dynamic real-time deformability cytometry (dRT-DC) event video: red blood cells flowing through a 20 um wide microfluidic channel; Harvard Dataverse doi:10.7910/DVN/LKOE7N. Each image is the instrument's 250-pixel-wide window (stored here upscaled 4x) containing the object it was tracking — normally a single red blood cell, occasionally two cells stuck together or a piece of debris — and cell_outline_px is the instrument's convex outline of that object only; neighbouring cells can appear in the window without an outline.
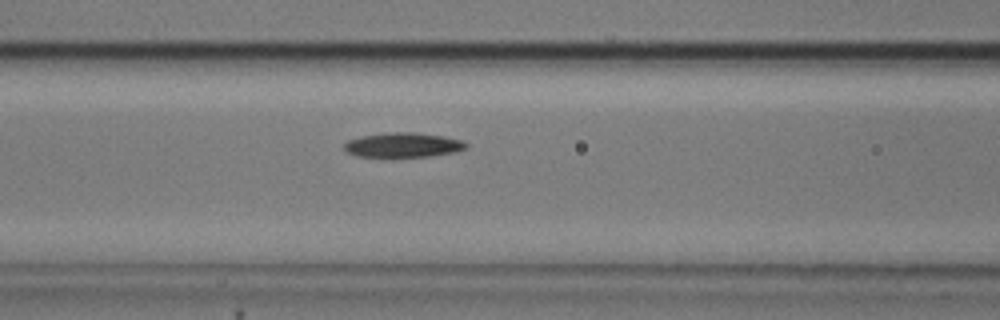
{"species": "common noctule bat (a hibernating species)", "species_latin": "Nyctalus noctula", "temperature_condition": "cold", "stored_images_in_passage": 39, "camera_frame_rate_fps": 3000, "um_per_image_px": 0.085, "animal": {"sex": "male", "body_mass_g": 20.5, "forearm_length_mm": 52.5}, "frame": {"image": 1, "passage_image": 11, "time_ms": 3.333, "image_size_px": [1000, 320], "cell_outline_px": [[468, 148], [456, 152], [432, 156], [356, 156], [348, 152], [344, 148], [344, 144], [348, 140], [360, 136], [388, 132], [412, 132], [444, 136], [460, 140], [468, 144]], "centroid_in_image_um": [34.28, 12.31], "position_along_channel_um": 132.3, "area_um2": 17.4}}
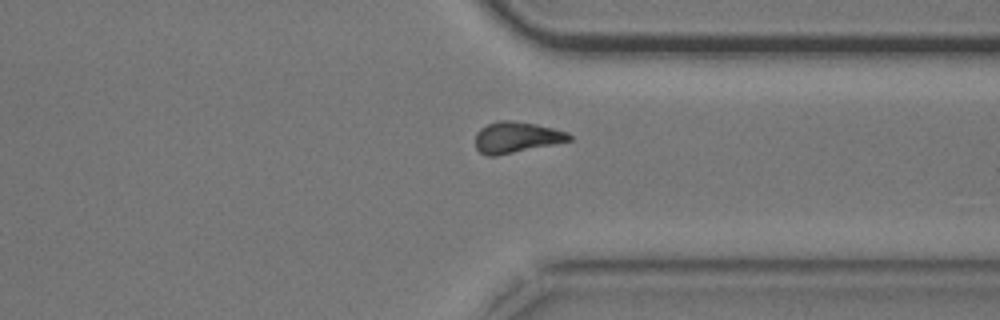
{"frame": {"image": 2, "passage_image": 30, "time_ms": 9.667, "image_size_px": [1000, 320], "cell_outline_px": [[572, 140], [496, 156], [488, 156], [480, 152], [476, 148], [476, 132], [480, 128], [488, 124], [500, 120], [508, 120], [536, 124], [568, 132], [572, 136]], "centroid_in_image_um": [43.88, 11.67], "position_along_channel_um": 367.5, "area_um2": 16.82}}
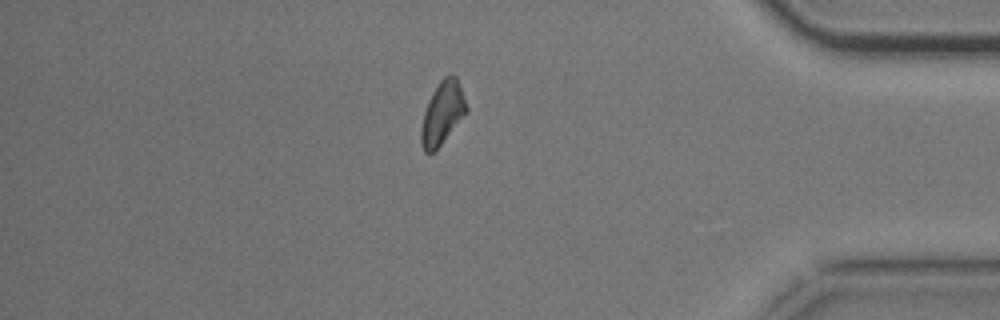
{"frame": {"image": 3, "passage_image": 35, "time_ms": 11.333, "image_size_px": [1000, 320], "cell_outline_px": [[468, 112], [440, 144], [432, 152], [424, 152], [420, 144], [420, 128], [424, 112], [428, 100], [432, 92], [440, 80], [448, 72], [456, 76], [468, 108]], "centroid_in_image_um": [37.59, 9.58], "position_along_channel_um": 397.6, "area_um2": 16.59}, "authors_computed_cell_mechanics": {"area_um2": 16.8776, "velocity_mm_per_s": 3.7263, "shape_relaxation_time_tau1_ms": 4.0923, "shape_relaxation_time_tau2_ms": null, "deformation_change_tau1": 0.1514, "deformation_change_tau2": null}}